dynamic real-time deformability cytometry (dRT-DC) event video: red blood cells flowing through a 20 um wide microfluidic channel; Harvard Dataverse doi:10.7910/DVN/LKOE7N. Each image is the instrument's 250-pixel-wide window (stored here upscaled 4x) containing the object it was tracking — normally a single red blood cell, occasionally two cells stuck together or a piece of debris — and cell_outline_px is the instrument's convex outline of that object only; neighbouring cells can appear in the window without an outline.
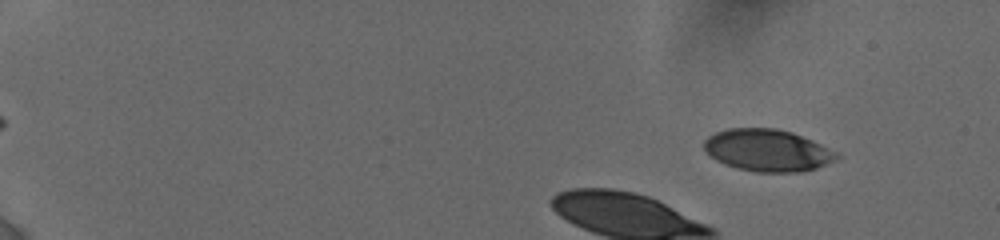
{"species": "human", "species_latin": "Homo sapiens", "temperature_condition": "cold", "stored_images_in_passage": 6, "camera_frame_rate_fps": 3000, "um_per_image_px": 0.085, "donor": {"sex": "female"}, "frame": {"image": 1, "passage_image": 1, "time_ms": 0.0, "image_size_px": [1000, 240], "cell_outline_px": [[840, 156], [816, 168], [800, 172], [756, 172], [736, 168], [724, 164], [716, 160], [704, 148], [704, 140], [708, 136], [716, 132], [728, 128], [776, 128], [792, 132], [812, 140], [836, 152]], "centroid_in_image_um": [65.2, 12.77], "position_along_channel_um": 19.8, "area_um2": 32.25}}